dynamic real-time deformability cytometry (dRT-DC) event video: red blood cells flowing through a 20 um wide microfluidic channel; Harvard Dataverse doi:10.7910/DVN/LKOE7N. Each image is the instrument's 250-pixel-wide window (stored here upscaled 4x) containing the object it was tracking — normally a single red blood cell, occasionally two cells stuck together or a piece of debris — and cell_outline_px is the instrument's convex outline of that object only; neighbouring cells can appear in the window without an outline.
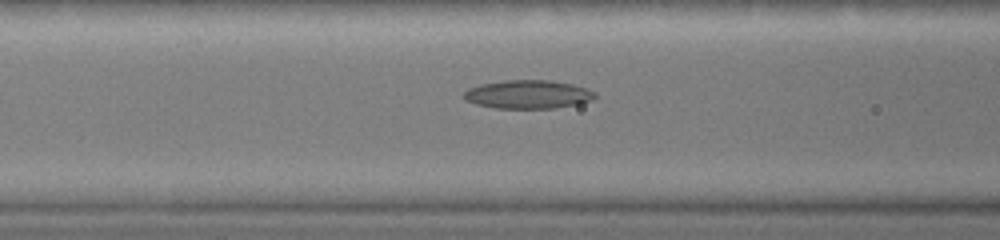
{"species": "common noctule bat (a hibernating species)", "species_latin": "Nyctalus noctula", "temperature_condition": "warm", "stored_images_in_passage": 42, "camera_frame_rate_fps": 3000, "um_per_image_px": 0.085, "animal": {"sex": "female", "body_mass_g": 19.0, "forearm_length_mm": 51.5}, "frame": {"image": 1, "passage_image": 8, "time_ms": 1.333, "image_size_px": [1000, 240], "cell_outline_px": [[596, 96], [592, 100], [580, 104], [556, 108], [496, 108], [476, 104], [464, 100], [464, 92], [468, 88], [480, 84], [504, 80], [552, 80], [572, 84], [596, 92]], "centroid_in_image_um": [44.88, 8.02], "position_along_channel_um": 121.7, "area_um2": 21.91}}
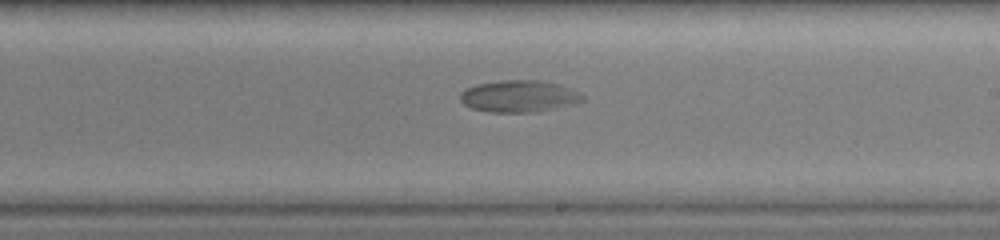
{"frame": {"image": 2, "passage_image": 19, "time_ms": 3.667, "image_size_px": [1000, 240], "cell_outline_px": [[584, 100], [572, 104], [540, 112], [488, 112], [472, 108], [464, 104], [460, 100], [460, 92], [476, 84], [500, 80], [540, 80], [556, 84], [568, 88], [584, 96]], "centroid_in_image_um": [44.08, 8.19], "position_along_channel_um": 244.9, "area_um2": 22.6}}
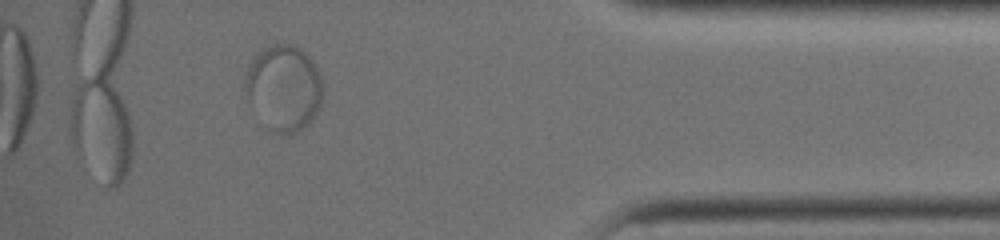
{"frame": {"image": 3, "passage_image": 37, "time_ms": 7.333, "image_size_px": [1000, 240], "cell_outline_px": [[320, 104], [312, 116], [300, 128], [292, 132], [276, 132], [248, 88], [248, 68], [256, 56], [264, 48], [272, 44], [292, 44], [300, 48], [308, 56], [320, 76]], "centroid_in_image_um": [24.22, 7.32], "position_along_channel_um": 411.0, "area_um2": 34.97}}